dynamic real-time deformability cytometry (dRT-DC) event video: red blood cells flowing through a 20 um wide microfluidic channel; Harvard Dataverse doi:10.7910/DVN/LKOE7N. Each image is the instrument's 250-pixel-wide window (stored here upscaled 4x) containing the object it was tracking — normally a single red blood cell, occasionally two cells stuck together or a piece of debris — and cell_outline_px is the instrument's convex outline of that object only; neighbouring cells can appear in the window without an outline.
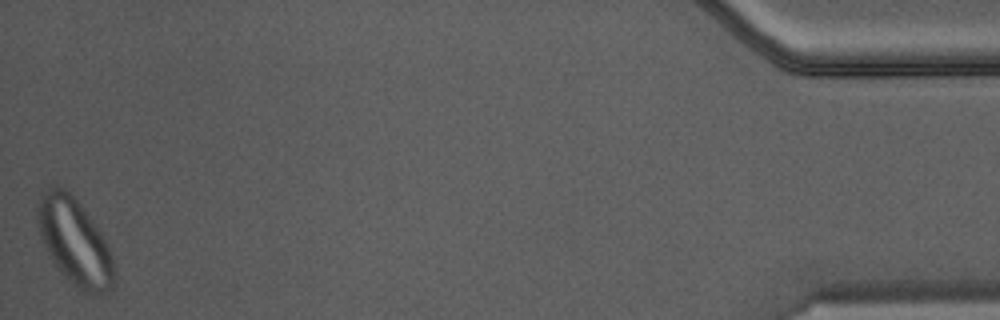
{"species": "Egyptian fruit bat (a non-hibernating species)", "species_latin": "Rousettus aegyptiacus", "temperature_condition": "warm", "stored_images_in_passage": 45, "camera_frame_rate_fps": 3000, "um_per_image_px": 0.085, "animal": {"sex": "male"}, "frame": {"image": 1, "passage_image": 45, "time_ms": 14.667, "image_size_px": [1000, 320], "cell_outline_px": [[116, 280], [112, 288], [104, 296], [92, 296], [84, 292], [68, 280], [60, 272], [52, 260], [40, 236], [36, 220], [36, 204], [40, 192], [52, 184], [56, 184], [64, 188], [80, 204], [104, 240], [108, 248], [116, 272]], "centroid_in_image_um": [6.31, 20.57], "position_along_channel_um": 428.9, "area_um2": 38.9}}